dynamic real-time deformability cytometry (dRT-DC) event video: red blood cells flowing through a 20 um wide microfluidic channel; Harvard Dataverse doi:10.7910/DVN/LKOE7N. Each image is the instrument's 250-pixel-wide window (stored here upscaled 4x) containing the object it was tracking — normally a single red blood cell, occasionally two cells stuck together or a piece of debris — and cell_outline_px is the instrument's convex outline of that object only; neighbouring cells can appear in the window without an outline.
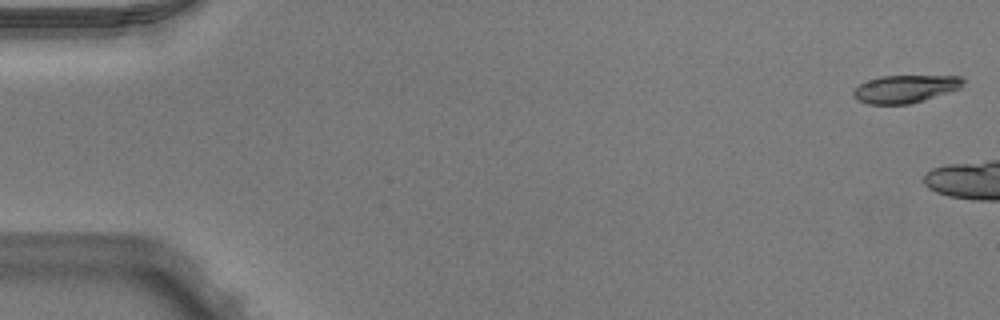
{"species": "Egyptian fruit bat (a non-hibernating species)", "species_latin": "Rousettus aegyptiacus", "temperature_condition": "warm", "stored_images_in_passage": 6, "camera_frame_rate_fps": 3000, "um_per_image_px": 0.085, "animal": {"sex": "male"}, "frame": {"image": 1, "passage_image": 1, "time_ms": 0.0, "image_size_px": [1000, 320], "cell_outline_px": [[964, 80], [960, 88], [924, 100], [908, 104], [868, 104], [856, 100], [852, 96], [852, 92], [860, 84], [868, 80], [880, 76], [960, 76]], "centroid_in_image_um": [76.9, 7.56], "position_along_channel_um": 8.1, "area_um2": 17.63}}